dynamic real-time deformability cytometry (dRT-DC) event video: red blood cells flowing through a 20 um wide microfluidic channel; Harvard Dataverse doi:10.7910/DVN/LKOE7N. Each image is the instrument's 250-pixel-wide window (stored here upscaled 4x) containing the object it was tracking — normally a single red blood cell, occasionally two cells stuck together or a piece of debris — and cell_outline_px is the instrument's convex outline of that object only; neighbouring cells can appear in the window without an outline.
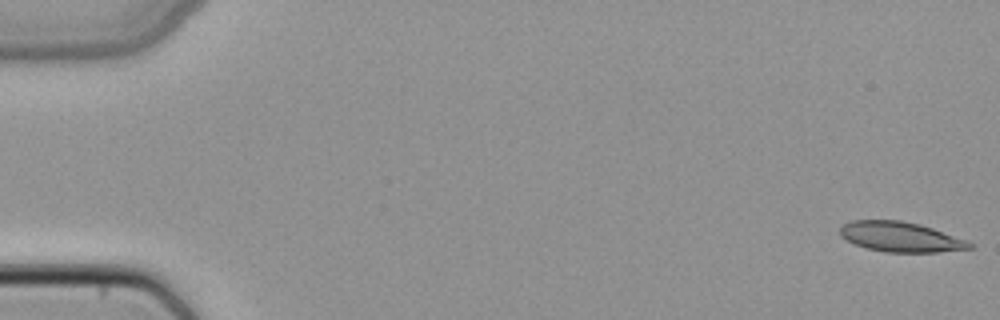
{"species": "common noctule bat (a hibernating species)", "species_latin": "Nyctalus noctula", "temperature_condition": "cold", "stored_images_in_passage": 6, "segment_of_instrument_passage": [1, 2], "camera_frame_rate_fps": 3000, "um_per_image_px": 0.085, "animal": {"sex": "female", "body_mass_g": 22.7, "forearm_length_mm": 54.2}, "frame": {"image": 1, "passage_image": 1, "time_ms": 0.0, "image_size_px": [1000, 320], "cell_outline_px": [[976, 244], [972, 248], [936, 252], [884, 252], [868, 248], [856, 244], [840, 236], [840, 224], [852, 220], [900, 220], [920, 224], [968, 240]], "centroid_in_image_um": [76.56, 20.13], "position_along_channel_um": 8.4, "area_um2": 22.72}}